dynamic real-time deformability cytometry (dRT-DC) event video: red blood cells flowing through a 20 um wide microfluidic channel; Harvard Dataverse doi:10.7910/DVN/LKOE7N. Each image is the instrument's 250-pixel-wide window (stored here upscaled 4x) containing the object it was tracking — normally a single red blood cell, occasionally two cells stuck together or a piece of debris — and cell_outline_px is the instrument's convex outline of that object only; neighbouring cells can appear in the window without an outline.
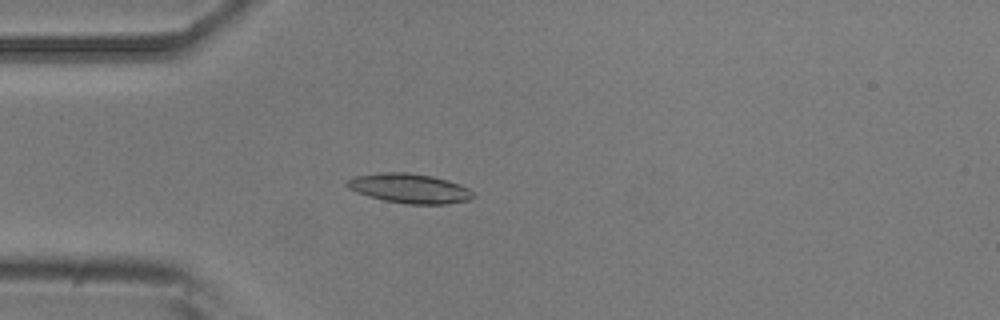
{"species": "common noctule bat (a hibernating species)", "species_latin": "Nyctalus noctula", "temperature_condition": "room temperature", "stored_images_in_passage": 51, "camera_frame_rate_fps": 3000, "um_per_image_px": 0.085, "animal": {"sex": "male", "body_mass_g": 20.5, "forearm_length_mm": 52.5}, "frame": {"image": 1, "passage_image": 14, "time_ms": 4.333, "image_size_px": [1000, 320], "cell_outline_px": [[476, 196], [468, 200], [448, 204], [408, 204], [384, 200], [368, 196], [356, 192], [348, 188], [344, 184], [348, 180], [356, 176], [380, 172], [408, 172], [432, 176], [460, 184], [468, 188]], "centroid_in_image_um": [34.8, 16.01], "position_along_channel_um": 50.2, "area_um2": 21.73}}
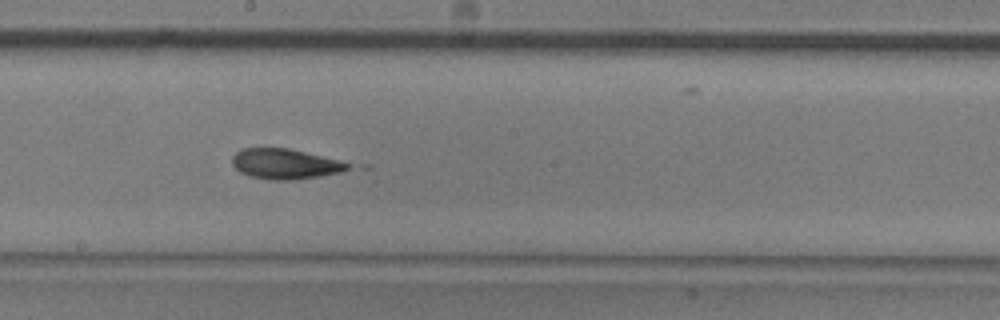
{"frame": {"image": 2, "passage_image": 28, "time_ms": 9.0, "image_size_px": [1000, 320], "cell_outline_px": [[348, 168], [340, 172], [320, 176], [292, 180], [272, 180], [248, 176], [240, 172], [232, 164], [232, 156], [240, 148], [288, 148], [340, 160], [348, 164]], "centroid_in_image_um": [24.17, 13.93], "position_along_channel_um": 224.0, "area_um2": 20.29}}
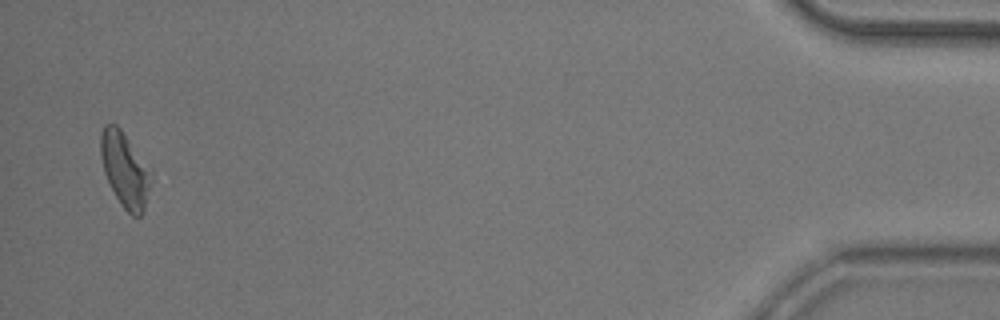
{"frame": {"image": 3, "passage_image": 50, "time_ms": 16.333, "image_size_px": [1000, 320], "cell_outline_px": [[152, 180], [144, 212], [140, 216], [132, 216], [120, 204], [104, 172], [100, 156], [100, 132], [104, 124], [116, 124], [120, 128], [152, 168]], "centroid_in_image_um": [10.65, 14.41], "position_along_channel_um": 424.6, "area_um2": 22.37}}